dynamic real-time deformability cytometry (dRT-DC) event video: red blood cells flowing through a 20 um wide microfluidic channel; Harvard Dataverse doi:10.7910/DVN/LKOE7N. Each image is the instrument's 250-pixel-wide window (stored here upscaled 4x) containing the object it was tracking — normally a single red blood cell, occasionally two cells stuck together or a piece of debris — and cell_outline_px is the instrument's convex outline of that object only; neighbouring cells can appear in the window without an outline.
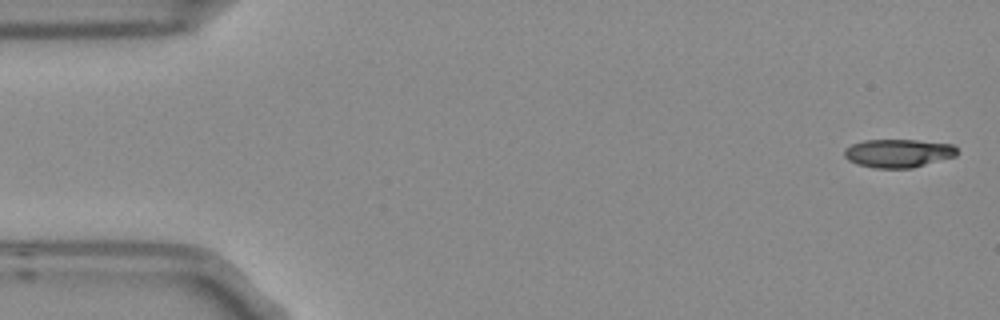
{"species": "Egyptian fruit bat (a non-hibernating species)", "species_latin": "Rousettus aegyptiacus", "temperature_condition": "room temperature", "stored_images_in_passage": 4, "camera_frame_rate_fps": 3000, "um_per_image_px": 0.085, "frame": {"image": 1, "passage_image": 1, "time_ms": 0.0, "image_size_px": [1000, 320], "cell_outline_px": [[956, 156], [912, 168], [872, 168], [856, 164], [848, 160], [844, 156], [844, 148], [852, 144], [864, 140], [916, 140], [952, 144], [956, 148]], "centroid_in_image_um": [76.31, 13.03], "position_along_channel_um": 8.7, "area_um2": 18.67}}
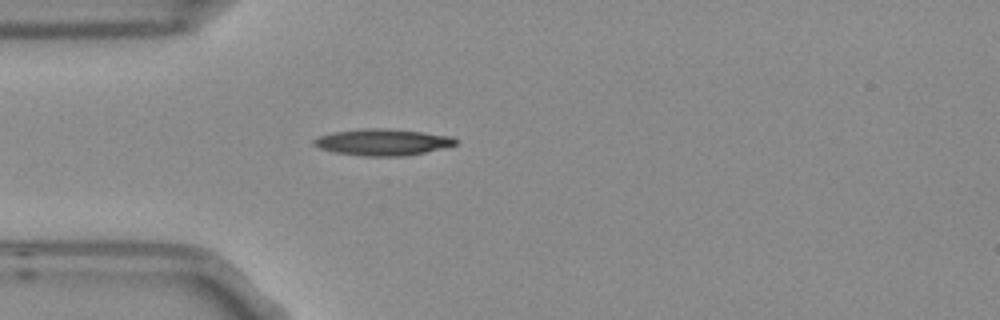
{"frame": {"image": 2, "passage_image": 4, "time_ms": 1.0, "image_size_px": [1000, 320], "cell_outline_px": [[456, 144], [444, 148], [404, 156], [364, 156], [336, 152], [320, 148], [312, 144], [312, 140], [316, 136], [332, 132], [368, 128], [384, 128], [420, 132], [452, 136], [456, 140]], "centroid_in_image_um": [32.48, 12.08], "position_along_channel_um": 52.5, "area_um2": 21.73}}